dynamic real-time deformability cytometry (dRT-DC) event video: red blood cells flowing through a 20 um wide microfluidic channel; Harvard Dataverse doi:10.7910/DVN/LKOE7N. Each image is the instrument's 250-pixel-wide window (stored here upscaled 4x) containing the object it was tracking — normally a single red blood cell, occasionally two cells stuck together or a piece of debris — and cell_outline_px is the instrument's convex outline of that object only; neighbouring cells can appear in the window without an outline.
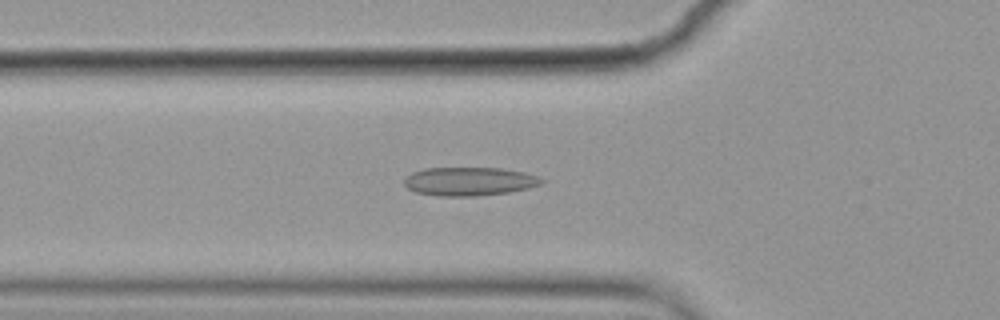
{"species": "common noctule bat (a hibernating species)", "species_latin": "Nyctalus noctula", "temperature_condition": "cold", "stored_images_in_passage": 43, "camera_frame_rate_fps": 3000, "um_per_image_px": 0.085, "animal": {"sex": "female", "body_mass_g": 19.9}, "frame": {"image": 1, "passage_image": 12, "time_ms": 3.667, "image_size_px": [1000, 320], "cell_outline_px": [[544, 180], [540, 184], [528, 188], [508, 192], [476, 196], [440, 196], [416, 192], [408, 188], [404, 184], [404, 180], [412, 172], [424, 168], [500, 168], [524, 172], [536, 176]], "centroid_in_image_um": [39.87, 15.41], "position_along_channel_um": 85.9, "area_um2": 22.66}}
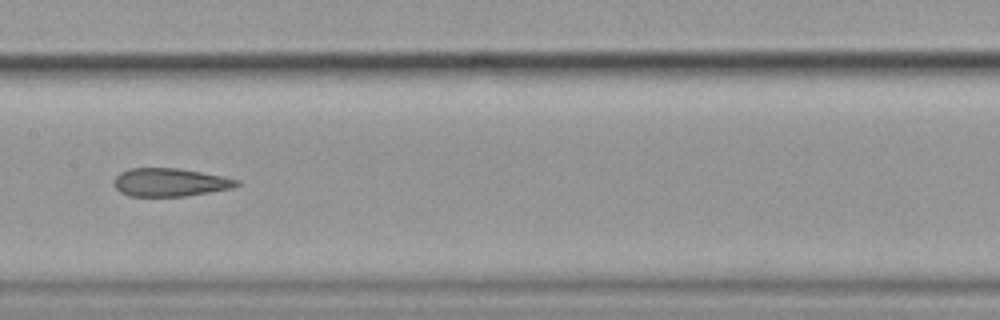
{"frame": {"image": 2, "passage_image": 21, "time_ms": 6.667, "image_size_px": [1000, 320], "cell_outline_px": [[240, 184], [232, 188], [184, 196], [128, 196], [120, 192], [116, 188], [116, 176], [120, 172], [128, 168], [180, 168], [240, 180]], "centroid_in_image_um": [14.44, 15.49], "position_along_channel_um": 193.0, "area_um2": 19.94}}
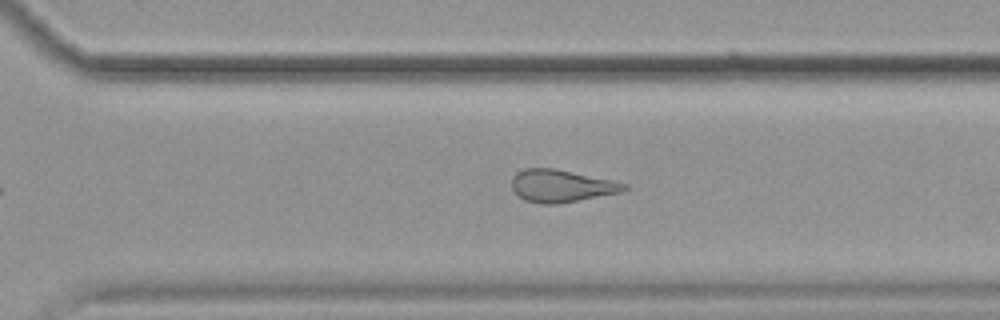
{"frame": {"image": 3, "passage_image": 32, "time_ms": 10.333, "image_size_px": [1000, 320], "cell_outline_px": [[628, 188], [620, 192], [556, 204], [544, 204], [524, 200], [512, 188], [512, 180], [516, 172], [524, 168], [556, 168], [612, 180], [628, 184]], "centroid_in_image_um": [47.7, 15.78], "position_along_channel_um": 322.9, "area_um2": 21.04}, "authors_computed_cell_mechanics": {"area_um2": 21.4438, "velocity_mm_per_s": 3.5534, "shape_relaxation_time_tau1_ms": null, "shape_relaxation_time_tau2_ms": 3.2033, "deformation_change_tau1": null, "deformation_change_tau2": 0.1228}}